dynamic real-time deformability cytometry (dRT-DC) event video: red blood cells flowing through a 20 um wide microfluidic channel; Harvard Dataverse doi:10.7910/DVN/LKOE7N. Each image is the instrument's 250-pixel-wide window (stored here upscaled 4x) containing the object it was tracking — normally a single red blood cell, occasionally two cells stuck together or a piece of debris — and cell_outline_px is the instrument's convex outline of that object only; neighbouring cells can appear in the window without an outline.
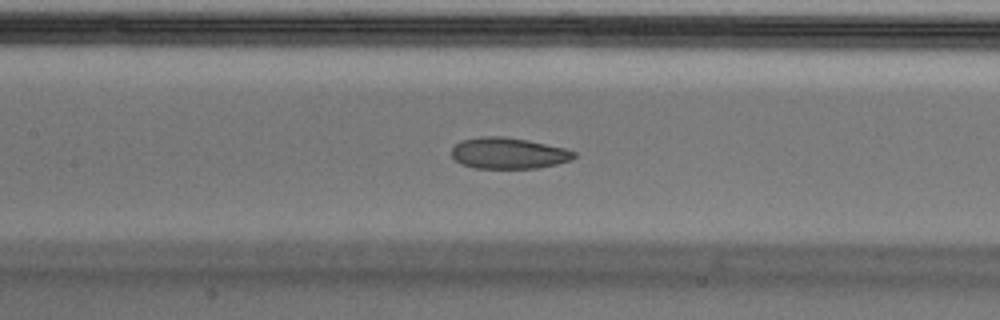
{"species": "Egyptian fruit bat (a non-hibernating species)", "species_latin": "Rousettus aegyptiacus", "temperature_condition": "cold", "stored_images_in_passage": 53, "camera_frame_rate_fps": 3000, "um_per_image_px": 0.085, "animal": {"sex": "male"}, "frame": {"image": 1, "passage_image": 23, "time_ms": 7.333, "image_size_px": [1000, 320], "cell_outline_px": [[576, 156], [572, 160], [556, 164], [536, 168], [476, 168], [460, 164], [452, 156], [452, 148], [460, 140], [480, 136], [504, 136], [528, 140], [564, 148], [576, 152]], "centroid_in_image_um": [43.21, 13.01], "position_along_channel_um": 164.2, "area_um2": 22.31}, "authors_computed_cell_mechanics": {"area_um2": 23.698, "velocity_mm_per_s": 3.7233, "shape_relaxation_time_tau1_ms": null, "shape_relaxation_time_tau2_ms": 2.2716, "deformation_change_tau1": null, "deformation_change_tau2": 0.081}}